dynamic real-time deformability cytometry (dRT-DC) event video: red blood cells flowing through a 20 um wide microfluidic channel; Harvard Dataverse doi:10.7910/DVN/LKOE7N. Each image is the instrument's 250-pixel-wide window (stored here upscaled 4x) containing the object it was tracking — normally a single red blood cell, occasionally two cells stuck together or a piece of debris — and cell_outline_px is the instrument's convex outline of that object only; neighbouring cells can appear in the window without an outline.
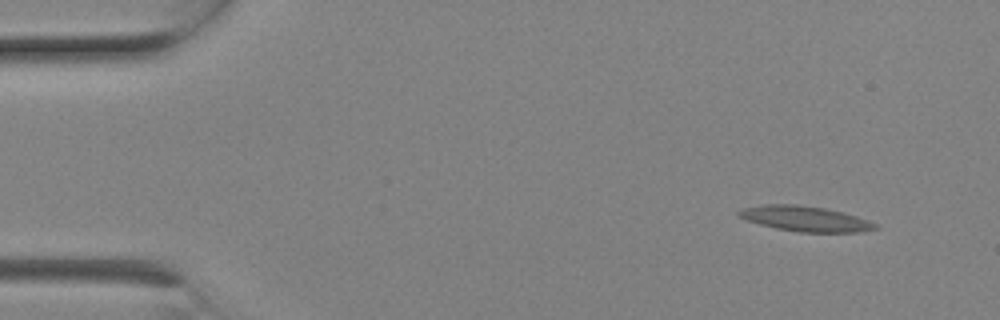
{"species": "Egyptian fruit bat (a non-hibernating species)", "species_latin": "Rousettus aegyptiacus", "temperature_condition": "room temperature", "stored_images_in_passage": 5, "camera_frame_rate_fps": 3000, "um_per_image_px": 0.085, "animal": {"sex": "female"}, "frame": {"image": 1, "passage_image": 1, "time_ms": 0.0, "image_size_px": [1000, 320], "cell_outline_px": [[880, 228], [860, 232], [800, 232], [776, 228], [760, 224], [748, 220], [740, 216], [736, 212], [744, 208], [764, 204], [796, 204], [824, 208], [856, 216], [868, 220], [876, 224]], "centroid_in_image_um": [68.46, 18.59], "position_along_channel_um": 16.5, "area_um2": 19.83}}
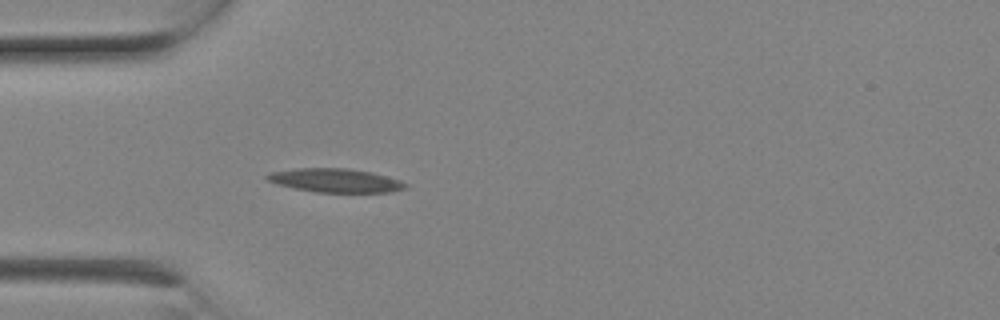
{"frame": {"image": 2, "passage_image": 5, "time_ms": 1.333, "image_size_px": [1000, 320], "cell_outline_px": [[408, 188], [392, 192], [316, 192], [276, 184], [268, 180], [264, 176], [268, 172], [296, 168], [348, 168], [372, 172], [400, 180], [408, 184]], "centroid_in_image_um": [28.52, 15.33], "position_along_channel_um": 56.5, "area_um2": 19.25}}